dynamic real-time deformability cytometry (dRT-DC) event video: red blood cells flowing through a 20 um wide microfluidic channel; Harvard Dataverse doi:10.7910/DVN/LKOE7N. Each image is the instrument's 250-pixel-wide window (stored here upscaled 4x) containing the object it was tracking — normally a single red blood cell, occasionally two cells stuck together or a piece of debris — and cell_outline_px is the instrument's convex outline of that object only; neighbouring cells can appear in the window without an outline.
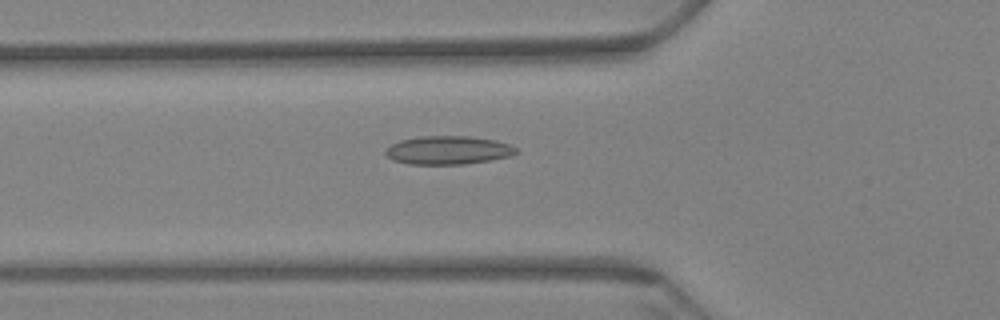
{"species": "Egyptian fruit bat (a non-hibernating species)", "species_latin": "Rousettus aegyptiacus", "temperature_condition": "warm", "stored_images_in_passage": 64, "camera_frame_rate_fps": 3000, "um_per_image_px": 0.085, "animal": {"sex": "female"}, "frame": {"image": 1, "passage_image": 23, "time_ms": 7.333, "image_size_px": [1000, 320], "cell_outline_px": [[520, 152], [512, 156], [464, 164], [408, 164], [392, 160], [384, 152], [392, 144], [400, 140], [420, 136], [468, 136], [496, 140], [508, 144], [516, 148]], "centroid_in_image_um": [38.1, 12.76], "position_along_channel_um": 87.7, "area_um2": 21.62}}
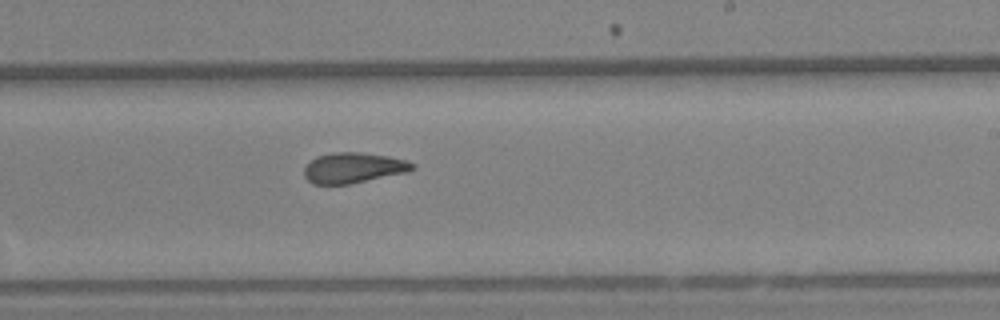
{"frame": {"image": 2, "passage_image": 39, "time_ms": 12.667, "image_size_px": [1000, 320], "cell_outline_px": [[416, 168], [408, 172], [348, 184], [312, 184], [304, 176], [304, 168], [316, 156], [336, 152], [360, 152], [388, 156], [404, 160], [416, 164]], "centroid_in_image_um": [30.05, 14.26], "position_along_channel_um": 259.0, "area_um2": 19.13}}
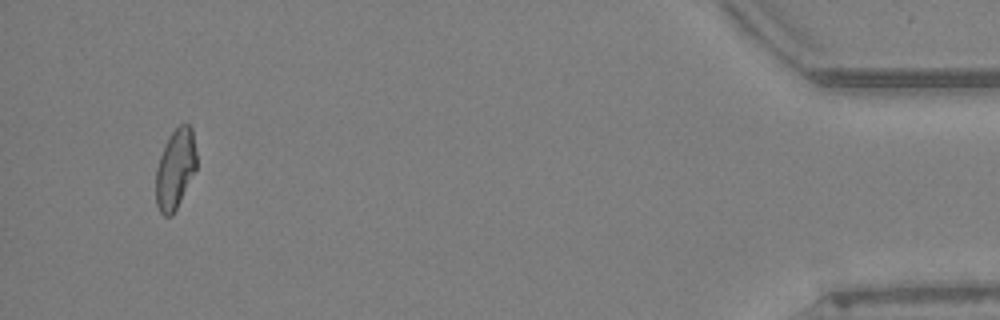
{"frame": {"image": 3, "passage_image": 61, "time_ms": 20.0, "image_size_px": [1000, 320], "cell_outline_px": [[196, 168], [172, 216], [164, 216], [160, 212], [156, 204], [156, 168], [164, 144], [172, 132], [180, 124], [188, 124], [192, 128], [196, 152]], "centroid_in_image_um": [14.89, 14.35], "position_along_channel_um": 420.3, "area_um2": 18.73}, "authors_computed_cell_mechanics": {"area_um2": 19.9121, "velocity_mm_per_s": 3.2183, "shape_relaxation_time_tau1_ms": null, "shape_relaxation_time_tau2_ms": 2.8104, "deformation_change_tau1": null, "deformation_change_tau2": 0.0857}}